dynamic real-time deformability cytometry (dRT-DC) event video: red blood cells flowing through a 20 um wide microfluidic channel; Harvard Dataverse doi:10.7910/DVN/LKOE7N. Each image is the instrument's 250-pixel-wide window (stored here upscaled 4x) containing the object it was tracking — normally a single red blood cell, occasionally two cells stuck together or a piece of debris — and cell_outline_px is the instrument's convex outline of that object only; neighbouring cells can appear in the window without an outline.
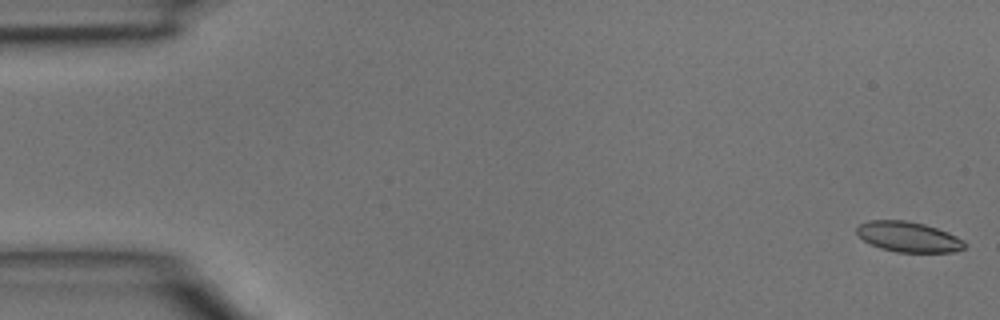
{"species": "common noctule bat (a hibernating species)", "species_latin": "Nyctalus noctula", "temperature_condition": "room temperature", "stored_images_in_passage": 4, "camera_frame_rate_fps": 3000, "um_per_image_px": 0.085, "animal": {"sex": "male", "body_mass_g": 15.6}, "frame": {"image": 1, "passage_image": 1, "time_ms": 0.0, "image_size_px": [1000, 320], "cell_outline_px": [[968, 244], [964, 248], [952, 252], [896, 252], [880, 248], [864, 240], [856, 232], [856, 228], [860, 224], [868, 220], [908, 220], [924, 224], [948, 232], [964, 240]], "centroid_in_image_um": [77.23, 20.13], "position_along_channel_um": 7.8, "area_um2": 19.07}}